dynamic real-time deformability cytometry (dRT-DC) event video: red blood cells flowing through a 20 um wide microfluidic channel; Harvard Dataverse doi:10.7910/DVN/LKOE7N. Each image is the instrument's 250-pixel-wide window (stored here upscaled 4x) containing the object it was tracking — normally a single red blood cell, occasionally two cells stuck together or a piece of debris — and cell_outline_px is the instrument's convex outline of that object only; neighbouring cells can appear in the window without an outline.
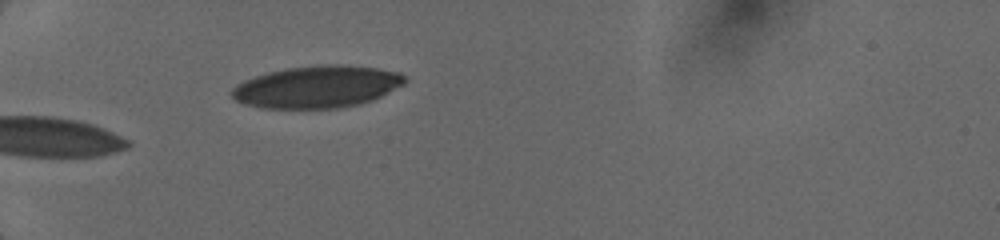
{"species": "human", "species_latin": "Homo sapiens", "temperature_condition": "cold", "stored_images_in_passage": 4, "segment_of_instrument_passage": [1, 2], "camera_frame_rate_fps": 3000, "um_per_image_px": 0.085, "donor": {"sex": "female"}, "frame": {"image": 1, "passage_image": 1, "time_ms": 0.0, "image_size_px": [1000, 240], "cell_outline_px": [[408, 80], [404, 84], [372, 100], [360, 104], [344, 108], [260, 108], [244, 104], [236, 100], [232, 96], [232, 88], [236, 84], [244, 80], [268, 72], [288, 68], [320, 64], [340, 64], [376, 68], [400, 72]], "centroid_in_image_um": [26.96, 7.38], "position_along_channel_um": 58.0, "area_um2": 42.54}}
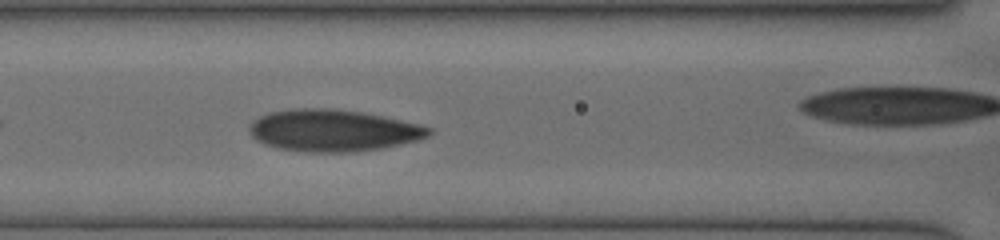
{"frame": {"image": 2, "passage_image": 3, "time_ms": 1.333, "image_size_px": [1000, 240], "cell_outline_px": [[432, 132], [428, 136], [420, 140], [384, 148], [356, 152], [308, 152], [276, 148], [264, 144], [256, 140], [252, 136], [248, 128], [260, 116], [272, 112], [292, 108], [332, 108], [364, 112], [384, 116], [420, 124], [432, 128]], "centroid_in_image_um": [28.36, 11.09], "position_along_channel_um": 138.2, "area_um2": 44.1}}